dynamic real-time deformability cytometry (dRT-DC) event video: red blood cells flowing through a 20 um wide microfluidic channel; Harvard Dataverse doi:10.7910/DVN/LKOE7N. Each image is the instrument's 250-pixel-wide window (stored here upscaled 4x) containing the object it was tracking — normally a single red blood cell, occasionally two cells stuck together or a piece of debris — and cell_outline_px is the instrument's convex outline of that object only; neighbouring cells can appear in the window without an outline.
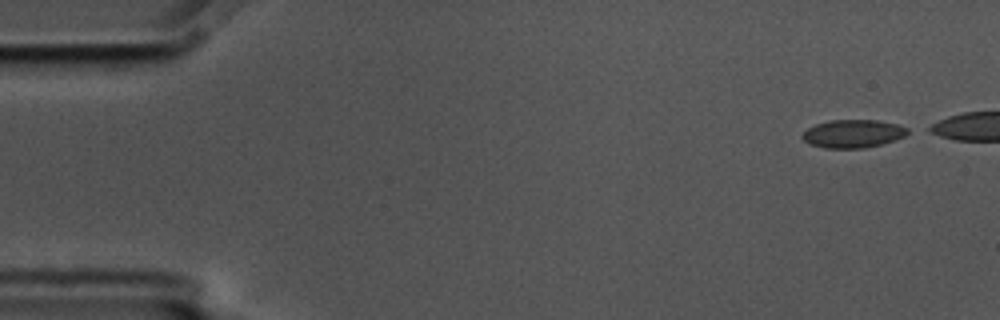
{"species": "common noctule bat (a hibernating species)", "species_latin": "Nyctalus noctula", "temperature_condition": "cold", "stored_images_in_passage": 9, "camera_frame_rate_fps": 3000, "um_per_image_px": 0.085, "animal": {"sex": "male", "body_mass_g": 17.5, "forearm_length_mm": 52.3}, "frame": {"image": 1, "passage_image": 1, "time_ms": 0.0, "image_size_px": [1000, 320], "cell_outline_px": [[908, 132], [904, 136], [896, 140], [864, 148], [824, 148], [812, 144], [804, 140], [800, 136], [808, 128], [816, 124], [828, 120], [876, 120], [900, 124], [908, 128]], "centroid_in_image_um": [72.52, 11.35], "position_along_channel_um": 12.5, "area_um2": 17.22}}